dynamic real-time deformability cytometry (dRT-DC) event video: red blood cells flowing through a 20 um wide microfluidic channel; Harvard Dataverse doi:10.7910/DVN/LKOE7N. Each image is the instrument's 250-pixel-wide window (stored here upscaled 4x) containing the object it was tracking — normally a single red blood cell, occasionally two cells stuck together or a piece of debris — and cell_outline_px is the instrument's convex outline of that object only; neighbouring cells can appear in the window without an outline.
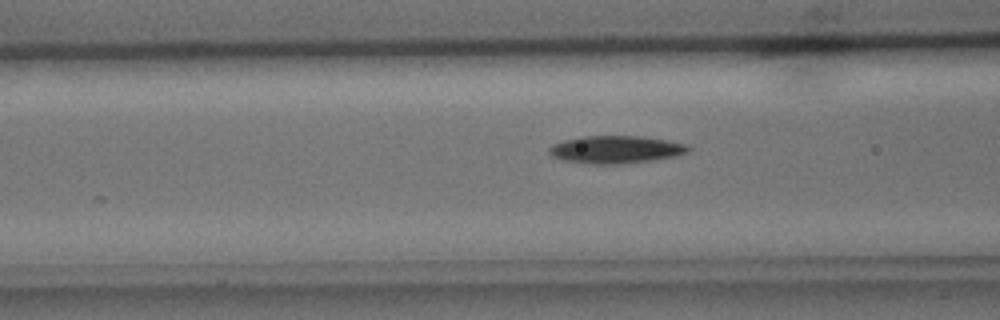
{"species": "common noctule bat (a hibernating species)", "species_latin": "Nyctalus noctula", "temperature_condition": "cold", "stored_images_in_passage": 26, "camera_frame_rate_fps": 3000, "um_per_image_px": 0.085, "animal": {"sex": "male", "body_mass_g": 15.6}, "frame": {"image": 1, "passage_image": 7, "time_ms": 2.0, "image_size_px": [1000, 320], "cell_outline_px": [[692, 148], [688, 152], [676, 156], [652, 160], [616, 164], [592, 164], [564, 160], [552, 156], [548, 152], [548, 148], [552, 144], [564, 140], [580, 136], [640, 136], [668, 140], [688, 144]], "centroid_in_image_um": [52.36, 12.7], "position_along_channel_um": 114.2, "area_um2": 22.48}}
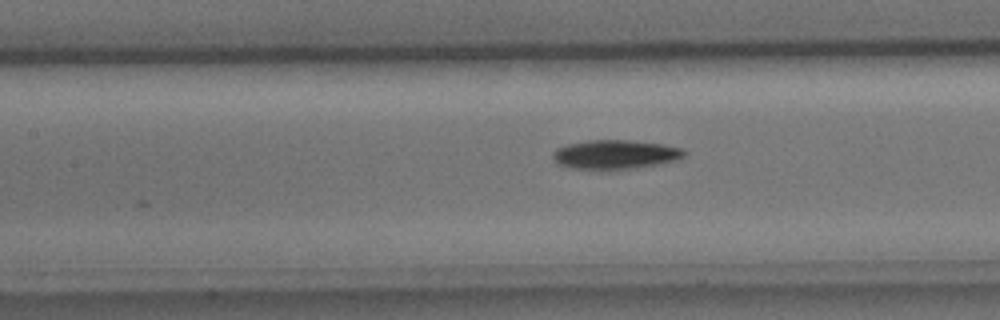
{"frame": {"image": 2, "passage_image": 10, "time_ms": 3.0, "image_size_px": [1000, 320], "cell_outline_px": [[688, 152], [684, 156], [676, 160], [660, 164], [636, 168], [600, 172], [572, 168], [556, 164], [552, 156], [552, 152], [556, 148], [568, 144], [588, 140], [628, 140], [660, 144], [680, 148]], "centroid_in_image_um": [52.23, 13.17], "position_along_channel_um": 155.2, "area_um2": 22.95}}
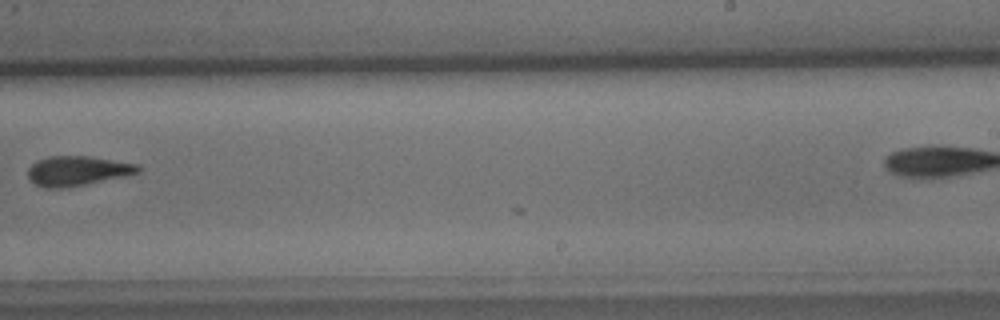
{"frame": {"image": 3, "passage_image": 14, "time_ms": 4.333, "image_size_px": [1000, 320], "cell_outline_px": [[140, 172], [124, 176], [64, 188], [44, 188], [28, 180], [28, 168], [36, 160], [48, 156], [88, 156], [140, 164]], "centroid_in_image_um": [6.55, 14.51], "position_along_channel_um": 282.5, "area_um2": 19.07}}